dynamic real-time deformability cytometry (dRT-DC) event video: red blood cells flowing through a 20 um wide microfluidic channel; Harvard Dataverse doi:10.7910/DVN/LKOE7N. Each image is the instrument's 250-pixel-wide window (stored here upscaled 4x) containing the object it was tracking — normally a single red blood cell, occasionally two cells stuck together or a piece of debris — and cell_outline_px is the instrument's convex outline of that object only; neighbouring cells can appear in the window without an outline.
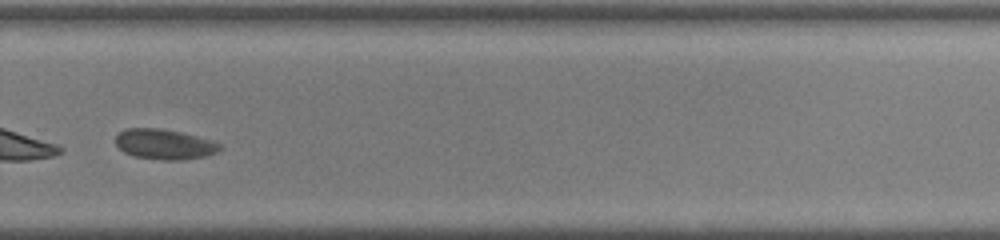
{"species": "common noctule bat (a hibernating species)", "species_latin": "Nyctalus noctula", "temperature_condition": "warm", "stored_images_in_passage": 33, "segment_of_instrument_passage": [2, 2], "camera_frame_rate_fps": 3000, "um_per_image_px": 0.085, "animal": {"sex": "male", "body_mass_g": 19.0, "forearm_length_mm": 50.8}, "frame": {"image": 1, "passage_image": 21, "time_ms": 6.667, "image_size_px": [1000, 240], "cell_outline_px": [[224, 148], [208, 156], [184, 160], [160, 160], [136, 156], [124, 152], [116, 144], [116, 136], [124, 128], [160, 128], [180, 132], [212, 140], [220, 144]], "centroid_in_image_um": [14.01, 12.26], "position_along_channel_um": 315.8, "area_um2": 18.44}}